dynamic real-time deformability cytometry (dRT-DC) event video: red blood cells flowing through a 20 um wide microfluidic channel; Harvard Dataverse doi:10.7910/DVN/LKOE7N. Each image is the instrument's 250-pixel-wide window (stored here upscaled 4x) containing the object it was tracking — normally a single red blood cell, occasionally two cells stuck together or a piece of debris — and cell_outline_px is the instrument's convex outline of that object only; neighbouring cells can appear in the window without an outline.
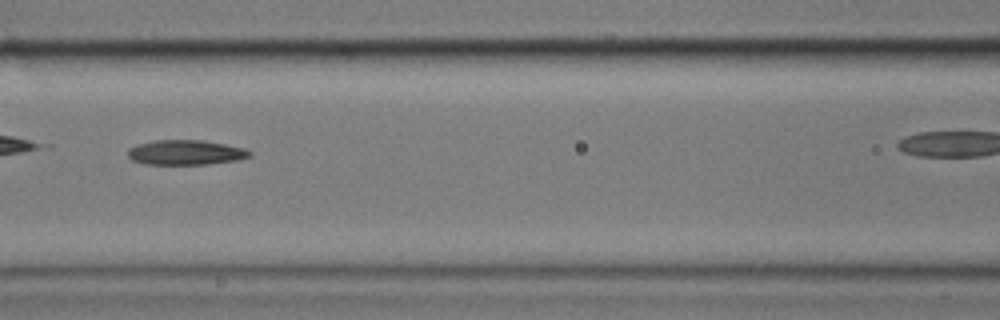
{"species": "common noctule bat (a hibernating species)", "species_latin": "Nyctalus noctula", "temperature_condition": "cold", "stored_images_in_passage": 11, "camera_frame_rate_fps": 3000, "um_per_image_px": 0.085, "animal": {"sex": "male", "body_mass_g": 17.9}, "frame": {"image": 1, "passage_image": 5, "time_ms": 5.333, "image_size_px": [1000, 320], "cell_outline_px": [[252, 156], [240, 160], [208, 164], [144, 164], [132, 160], [128, 156], [128, 148], [136, 144], [156, 140], [204, 140], [244, 148], [252, 152]], "centroid_in_image_um": [15.79, 12.96], "position_along_channel_um": 150.8, "area_um2": 17.8}}
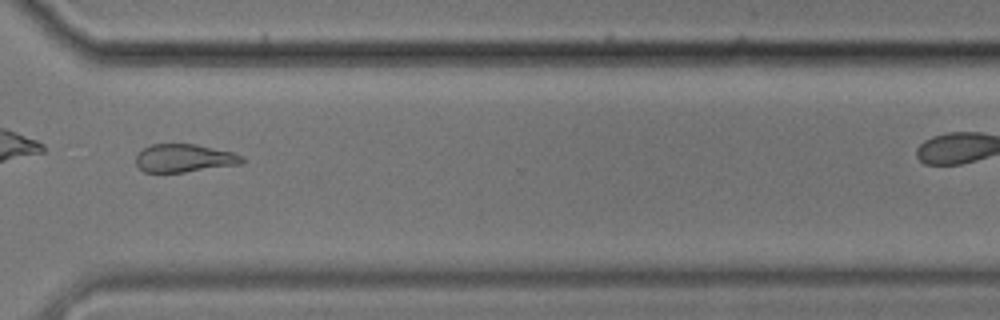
{"frame": {"image": 2, "passage_image": 10, "time_ms": 11.333, "image_size_px": [1000, 320], "cell_outline_px": [[244, 164], [184, 172], [144, 172], [136, 164], [136, 156], [144, 148], [152, 144], [196, 144], [232, 152], [244, 156]], "centroid_in_image_um": [15.7, 13.45], "position_along_channel_um": 354.9, "area_um2": 17.4}}